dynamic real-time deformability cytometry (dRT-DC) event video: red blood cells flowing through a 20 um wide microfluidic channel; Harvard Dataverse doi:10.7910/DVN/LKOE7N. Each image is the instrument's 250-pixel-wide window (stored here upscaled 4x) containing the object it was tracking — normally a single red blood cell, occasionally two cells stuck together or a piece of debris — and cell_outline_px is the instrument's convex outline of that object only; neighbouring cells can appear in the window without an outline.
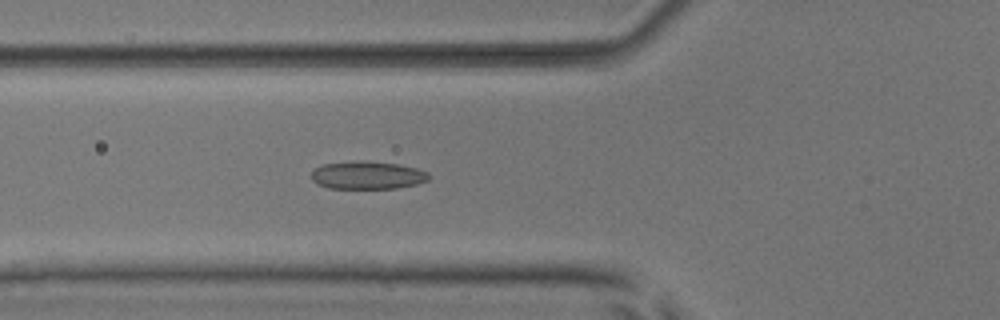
{"species": "common noctule bat (a hibernating species)", "species_latin": "Nyctalus noctula", "temperature_condition": "room temperature", "stored_images_in_passage": 38, "camera_frame_rate_fps": 3000, "um_per_image_px": 0.085, "animal": {"sex": "male", "body_mass_g": 17.9, "forearm_length_mm": 54.2}, "frame": {"image": 1, "passage_image": 5, "time_ms": 1.333, "image_size_px": [1000, 320], "cell_outline_px": [[428, 180], [416, 184], [396, 188], [328, 188], [316, 184], [312, 180], [312, 172], [316, 168], [324, 164], [360, 160], [400, 164], [416, 168], [428, 172]], "centroid_in_image_um": [31.22, 14.89], "position_along_channel_um": 94.6, "area_um2": 19.02}}
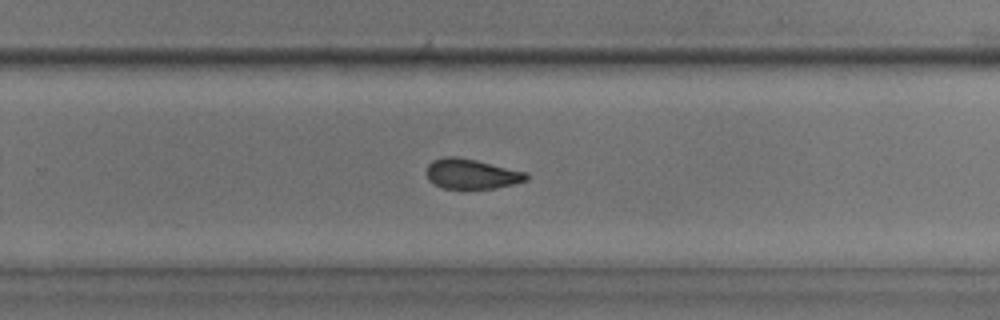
{"frame": {"image": 2, "passage_image": 20, "time_ms": 6.333, "image_size_px": [1000, 320], "cell_outline_px": [[528, 180], [512, 184], [492, 188], [440, 188], [428, 180], [428, 164], [432, 160], [444, 156], [456, 156], [476, 160], [528, 172]], "centroid_in_image_um": [40.08, 14.77], "position_along_channel_um": 289.7, "area_um2": 17.4}}
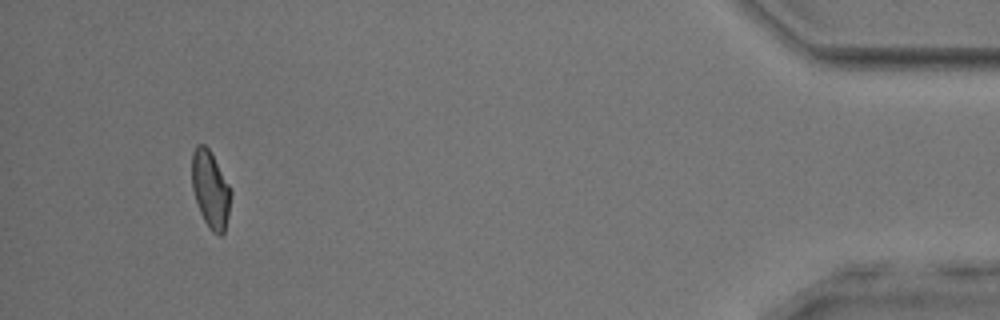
{"frame": {"image": 3, "passage_image": 35, "time_ms": 11.333, "image_size_px": [1000, 320], "cell_outline_px": [[232, 192], [228, 216], [224, 232], [220, 236], [212, 232], [208, 228], [200, 212], [192, 188], [192, 152], [196, 144], [204, 144], [208, 148], [228, 184]], "centroid_in_image_um": [17.88, 16.12], "position_along_channel_um": 417.3, "area_um2": 17.34}, "authors_computed_cell_mechanics": {"area_um2": 18.0914, "velocity_mm_per_s": 3.9157, "shape_relaxation_time_tau1_ms": null, "shape_relaxation_time_tau2_ms": 1.4489, "deformation_change_tau1": null, "deformation_change_tau2": 0.0679}}